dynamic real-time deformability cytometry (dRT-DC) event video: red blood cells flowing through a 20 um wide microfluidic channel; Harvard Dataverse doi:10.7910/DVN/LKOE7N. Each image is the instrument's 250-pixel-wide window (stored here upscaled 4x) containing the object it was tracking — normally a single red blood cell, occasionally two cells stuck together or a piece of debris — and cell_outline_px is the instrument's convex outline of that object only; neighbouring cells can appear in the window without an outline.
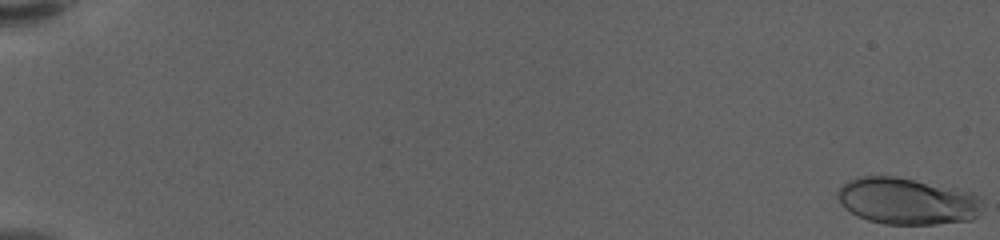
{"species": "human", "species_latin": "Homo sapiens", "temperature_condition": "warm", "stored_images_in_passage": 60, "camera_frame_rate_fps": 3000, "um_per_image_px": 0.085, "donor": {"sex": "female"}, "frame": {"image": 1, "passage_image": 1, "time_ms": 0.0, "image_size_px": [1000, 240], "cell_outline_px": [[984, 204], [976, 216], [972, 220], [936, 224], [884, 224], [868, 220], [856, 216], [844, 208], [840, 204], [836, 196], [836, 192], [848, 180], [860, 176], [896, 176], [956, 188], [972, 192], [980, 196]], "centroid_in_image_um": [77.1, 17.09], "position_along_channel_um": 7.9, "area_um2": 39.82}}
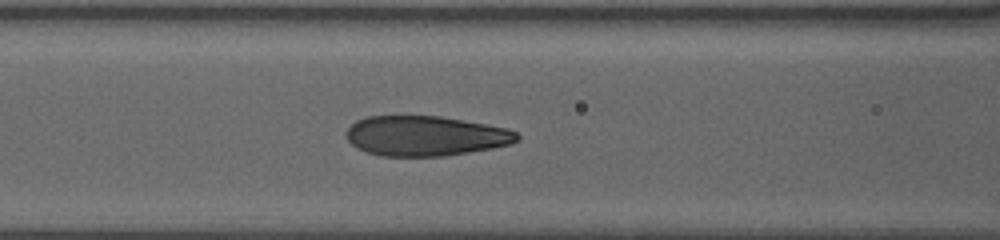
{"frame": {"image": 2, "passage_image": 28, "time_ms": 9.0, "image_size_px": [1000, 240], "cell_outline_px": [[520, 140], [512, 144], [492, 148], [468, 152], [440, 156], [380, 156], [356, 148], [348, 140], [344, 132], [356, 120], [368, 116], [440, 116], [508, 128], [516, 132], [520, 136]], "centroid_in_image_um": [36.16, 11.55], "position_along_channel_um": 130.4, "area_um2": 39.88}}
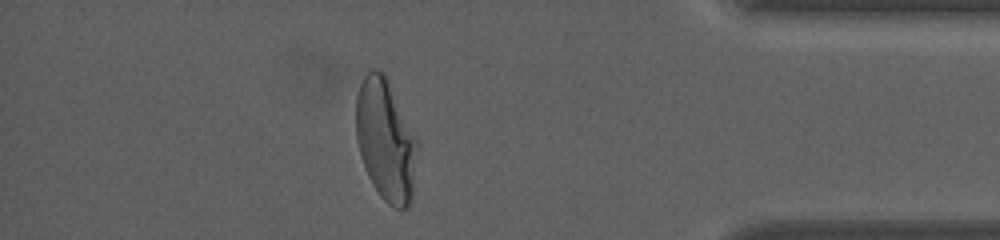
{"frame": {"image": 3, "passage_image": 53, "time_ms": 17.333, "image_size_px": [1000, 240], "cell_outline_px": [[416, 148], [412, 200], [408, 208], [396, 208], [388, 204], [380, 196], [372, 184], [368, 176], [356, 140], [356, 96], [360, 84], [364, 76], [372, 68], [376, 68], [384, 72], [416, 136]], "centroid_in_image_um": [32.76, 11.89], "position_along_channel_um": 402.4, "area_um2": 43.18}, "authors_computed_cell_mechanics": {"area_um2": 39.9687, "velocity_mm_per_s": 3.6064, "shape_relaxation_time_tau1_ms": 8.1166, "shape_relaxation_time_tau2_ms": null, "deformation_change_tau1": 0.2922, "deformation_change_tau2": null}}